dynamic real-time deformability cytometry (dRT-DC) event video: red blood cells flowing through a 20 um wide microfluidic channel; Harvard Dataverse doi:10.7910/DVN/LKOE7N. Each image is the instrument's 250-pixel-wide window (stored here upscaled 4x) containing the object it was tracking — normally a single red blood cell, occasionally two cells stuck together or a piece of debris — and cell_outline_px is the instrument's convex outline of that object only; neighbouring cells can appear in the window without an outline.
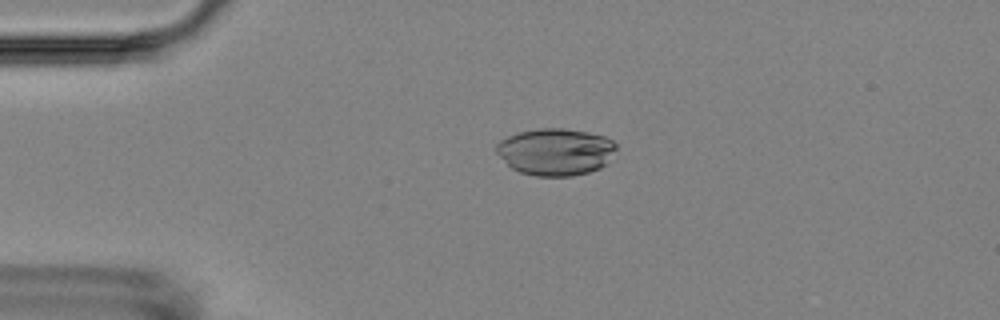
{"species": "Egyptian fruit bat (a non-hibernating species)", "species_latin": "Rousettus aegyptiacus", "temperature_condition": "room temperature", "stored_images_in_passage": 5, "camera_frame_rate_fps": 3000, "um_per_image_px": 0.085, "animal": {"sex": "female"}, "frame": {"image": 1, "passage_image": 3, "time_ms": 3.333, "image_size_px": [1000, 320], "cell_outline_px": [[616, 148], [608, 164], [600, 168], [588, 172], [572, 176], [536, 176], [520, 172], [512, 168], [496, 152], [496, 144], [500, 140], [516, 132], [540, 128], [564, 128], [588, 132], [604, 136], [612, 140], [616, 144]], "centroid_in_image_um": [47.23, 12.89], "position_along_channel_um": 37.8, "area_um2": 33.0}}